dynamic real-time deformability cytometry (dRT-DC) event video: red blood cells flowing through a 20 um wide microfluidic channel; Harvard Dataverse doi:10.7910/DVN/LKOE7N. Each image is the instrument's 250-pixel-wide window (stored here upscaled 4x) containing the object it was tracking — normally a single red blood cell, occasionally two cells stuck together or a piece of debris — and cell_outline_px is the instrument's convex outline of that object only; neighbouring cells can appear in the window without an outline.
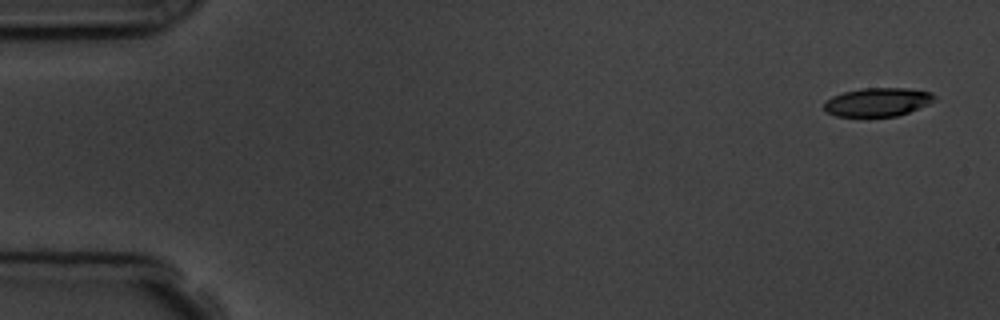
{"species": "common noctule bat (a hibernating species)", "species_latin": "Nyctalus noctula", "temperature_condition": "room temperature", "stored_images_in_passage": 5, "camera_frame_rate_fps": 3000, "um_per_image_px": 0.085, "animal": {"sex": "male", "body_mass_g": 19.5, "forearm_length_mm": 54.6}, "frame": {"image": 1, "passage_image": 1, "time_ms": 0.0, "image_size_px": [1000, 320], "cell_outline_px": [[936, 96], [928, 104], [908, 112], [896, 116], [836, 116], [824, 112], [824, 104], [832, 96], [844, 92], [860, 88], [908, 88], [932, 92]], "centroid_in_image_um": [74.57, 8.67], "position_along_channel_um": 10.4, "area_um2": 18.26}}